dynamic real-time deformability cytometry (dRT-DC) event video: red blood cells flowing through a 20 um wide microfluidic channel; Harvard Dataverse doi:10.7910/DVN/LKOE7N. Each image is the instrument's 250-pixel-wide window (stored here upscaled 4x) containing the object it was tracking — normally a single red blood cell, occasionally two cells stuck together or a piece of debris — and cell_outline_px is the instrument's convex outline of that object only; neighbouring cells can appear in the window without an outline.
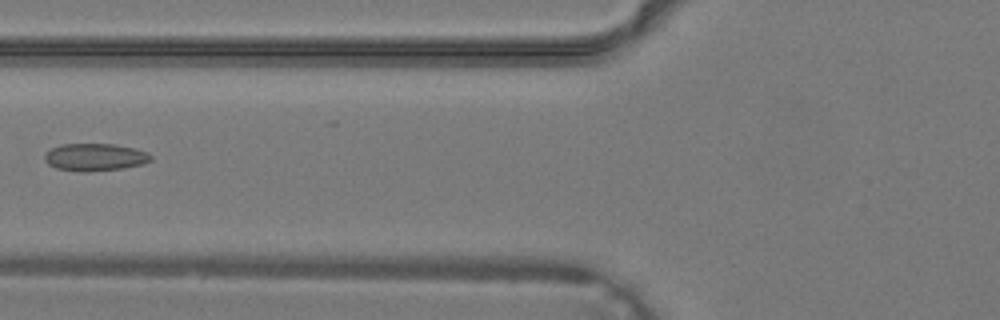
{"species": "common noctule bat (a hibernating species)", "species_latin": "Nyctalus noctula", "temperature_condition": "warm", "stored_images_in_passage": 27, "camera_frame_rate_fps": 3000, "um_per_image_px": 0.085, "animal": {"sex": "male", "body_mass_g": 19.2, "forearm_length_mm": 51.8}, "frame": {"image": 1, "passage_image": 4, "time_ms": 1.0, "image_size_px": [1000, 320], "cell_outline_px": [[152, 160], [144, 164], [124, 168], [84, 172], [80, 172], [56, 168], [48, 164], [44, 160], [44, 156], [52, 148], [60, 144], [116, 144], [148, 152], [152, 156]], "centroid_in_image_um": [8.09, 13.36], "position_along_channel_um": 117.7, "area_um2": 17.05}}
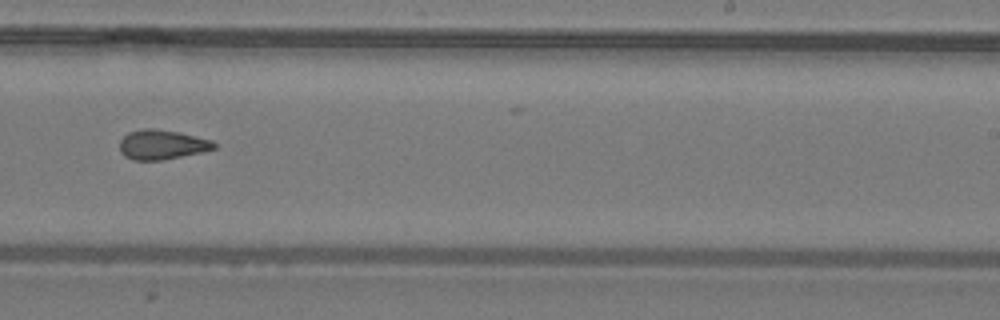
{"frame": {"image": 2, "passage_image": 13, "time_ms": 4.0, "image_size_px": [1000, 320], "cell_outline_px": [[216, 148], [200, 152], [160, 160], [132, 160], [124, 156], [120, 152], [120, 140], [128, 132], [140, 128], [156, 128], [180, 132], [212, 140], [216, 144]], "centroid_in_image_um": [13.73, 12.27], "position_along_channel_um": 275.3, "area_um2": 16.36}}
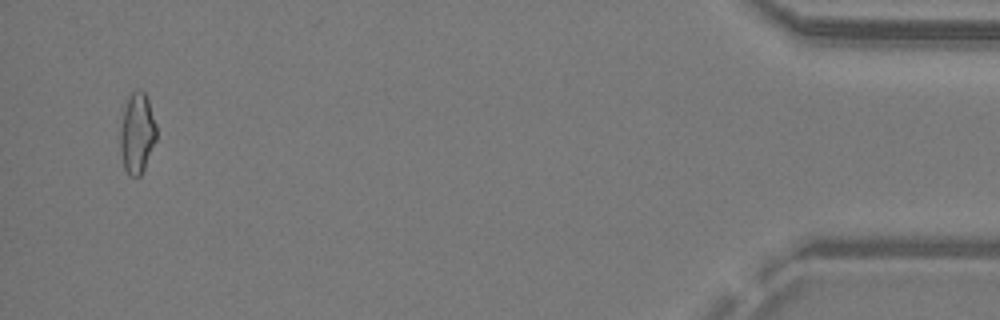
{"frame": {"image": 3, "passage_image": 26, "time_ms": 8.333, "image_size_px": [1000, 320], "cell_outline_px": [[156, 140], [144, 168], [140, 176], [128, 176], [124, 168], [120, 152], [120, 128], [124, 108], [128, 96], [132, 92], [140, 88], [144, 92], [148, 100], [156, 124]], "centroid_in_image_um": [11.64, 11.32], "position_along_channel_um": 423.6, "area_um2": 17.05}}